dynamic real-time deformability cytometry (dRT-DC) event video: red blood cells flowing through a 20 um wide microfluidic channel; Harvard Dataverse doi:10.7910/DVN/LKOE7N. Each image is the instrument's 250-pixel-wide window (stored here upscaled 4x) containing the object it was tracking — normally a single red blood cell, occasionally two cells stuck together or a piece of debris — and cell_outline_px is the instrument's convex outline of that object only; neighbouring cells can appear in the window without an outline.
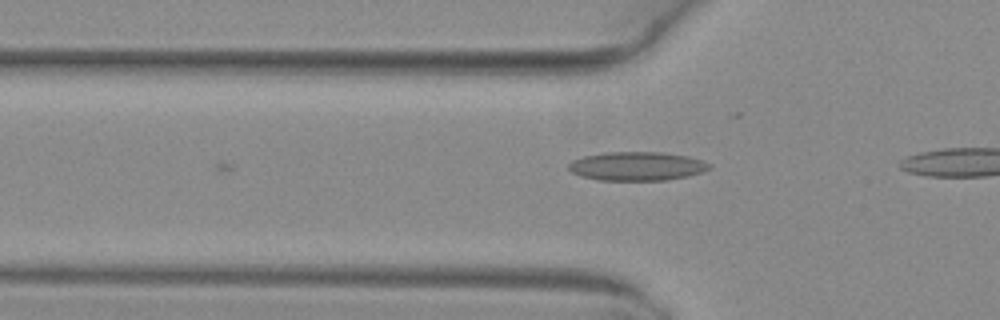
{"species": "common noctule bat (a hibernating species)", "species_latin": "Nyctalus noctula", "temperature_condition": "warm", "stored_images_in_passage": 12, "camera_frame_rate_fps": 3000, "um_per_image_px": 0.085, "animal": {"sex": "female", "body_mass_g": 29.2, "forearm_length_mm": 56.3}, "frame": {"image": 1, "passage_image": 12, "time_ms": 3.667, "image_size_px": [1000, 320], "cell_outline_px": [[712, 168], [688, 176], [668, 180], [596, 180], [580, 176], [572, 172], [568, 168], [568, 164], [572, 160], [584, 156], [604, 152], [660, 152], [688, 156], [712, 164]], "centroid_in_image_um": [54.12, 14.12], "position_along_channel_um": 71.7, "area_um2": 23.7}}